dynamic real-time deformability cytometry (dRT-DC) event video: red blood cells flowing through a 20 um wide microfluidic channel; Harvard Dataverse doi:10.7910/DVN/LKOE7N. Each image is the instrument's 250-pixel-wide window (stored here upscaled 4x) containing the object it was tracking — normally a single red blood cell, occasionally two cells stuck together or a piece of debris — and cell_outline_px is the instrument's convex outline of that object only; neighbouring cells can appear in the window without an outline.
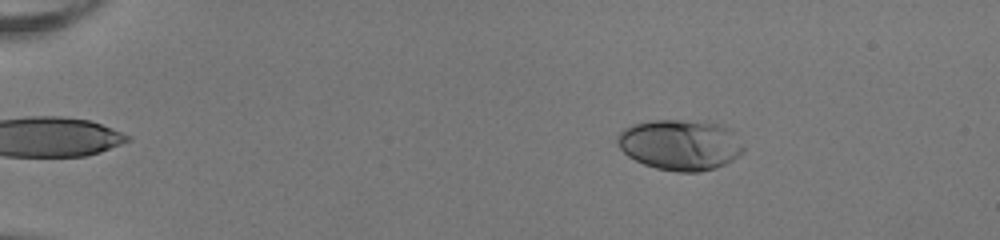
{"species": "human", "species_latin": "Homo sapiens", "temperature_condition": "room temperature", "stored_images_in_passage": 52, "camera_frame_rate_fps": 3000, "um_per_image_px": 0.085, "donor": {"sex": "female"}, "frame": {"image": 1, "passage_image": 9, "time_ms": 2.667, "image_size_px": [1000, 240], "cell_outline_px": [[744, 148], [732, 160], [716, 168], [700, 172], [676, 172], [656, 168], [644, 164], [628, 156], [620, 148], [616, 140], [616, 136], [624, 128], [632, 124], [652, 120], [708, 120], [724, 124], [744, 144]], "centroid_in_image_um": [57.82, 12.28], "position_along_channel_um": 27.2, "area_um2": 37.63}}
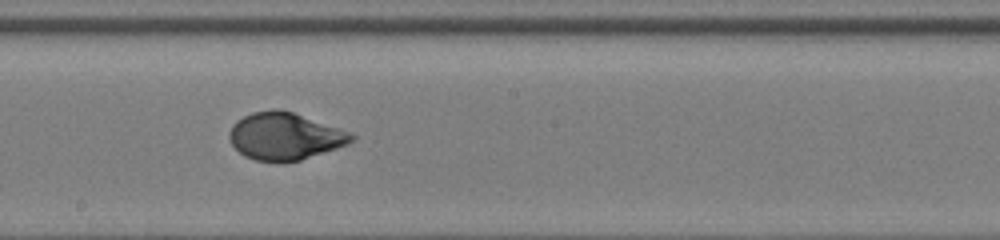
{"frame": {"image": 2, "passage_image": 31, "time_ms": 10.0, "image_size_px": [1000, 240], "cell_outline_px": [[356, 140], [348, 144], [300, 160], [284, 164], [256, 160], [244, 156], [232, 144], [228, 136], [228, 132], [232, 124], [236, 120], [252, 112], [272, 108], [280, 108], [352, 132], [356, 136]], "centroid_in_image_um": [24.21, 11.58], "position_along_channel_um": 224.0, "area_um2": 34.1}}
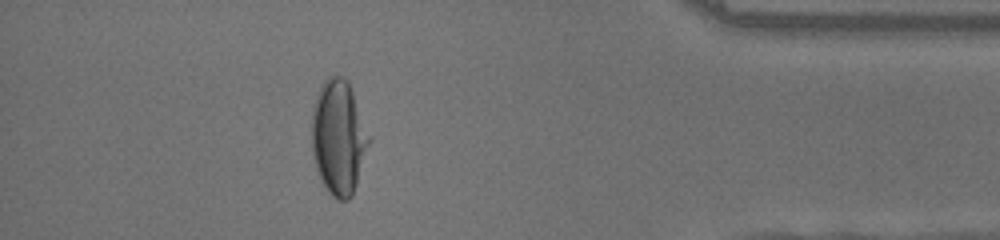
{"frame": {"image": 3, "passage_image": 47, "time_ms": 15.333, "image_size_px": [1000, 240], "cell_outline_px": [[372, 140], [352, 196], [348, 200], [340, 200], [332, 196], [328, 192], [316, 172], [312, 156], [312, 108], [316, 92], [320, 84], [328, 76], [344, 76], [348, 80], [372, 136]], "centroid_in_image_um": [28.79, 11.65], "position_along_channel_um": 406.4, "area_um2": 39.3}, "authors_computed_cell_mechanics": {"area_um2": 34.4199, "velocity_mm_per_s": 4.0281, "shape_relaxation_time_tau1_ms": 4.2771, "shape_relaxation_time_tau2_ms": null, "deformation_change_tau1": 0.2292, "deformation_change_tau2": null}}